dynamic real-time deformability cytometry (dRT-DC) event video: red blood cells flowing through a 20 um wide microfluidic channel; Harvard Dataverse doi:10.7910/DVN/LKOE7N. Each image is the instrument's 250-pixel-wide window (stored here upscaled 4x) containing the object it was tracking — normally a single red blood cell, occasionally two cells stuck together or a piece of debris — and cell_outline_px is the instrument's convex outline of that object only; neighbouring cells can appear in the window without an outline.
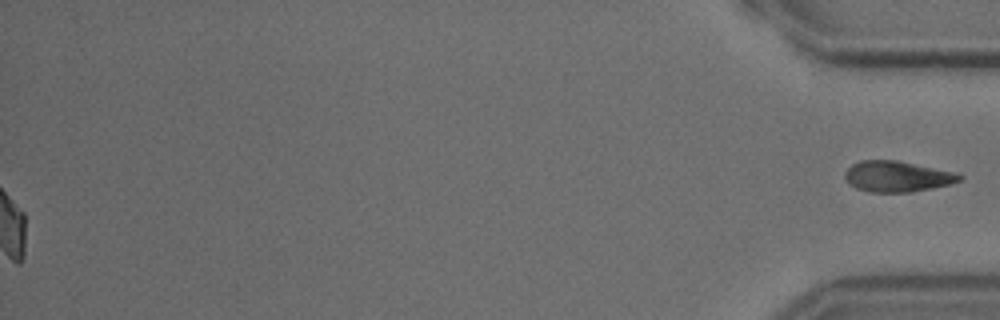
{"species": "common noctule bat (a hibernating species)", "species_latin": "Nyctalus noctula", "temperature_condition": "cold", "stored_images_in_passage": 51, "segment_of_instrument_passage": [2, 2], "camera_frame_rate_fps": 3000, "um_per_image_px": 0.085, "animal": {"sex": "male", "body_mass_g": 18.8}, "frame": {"image": 1, "passage_image": 51, "time_ms": 16.667, "image_size_px": [1000, 320], "cell_outline_px": [[964, 176], [960, 180], [948, 184], [932, 188], [908, 192], [868, 192], [856, 188], [848, 184], [844, 180], [844, 172], [852, 164], [860, 160], [896, 160], [960, 172]], "centroid_in_image_um": [76.25, 14.99], "position_along_channel_um": 359.0, "area_um2": 20.87}}